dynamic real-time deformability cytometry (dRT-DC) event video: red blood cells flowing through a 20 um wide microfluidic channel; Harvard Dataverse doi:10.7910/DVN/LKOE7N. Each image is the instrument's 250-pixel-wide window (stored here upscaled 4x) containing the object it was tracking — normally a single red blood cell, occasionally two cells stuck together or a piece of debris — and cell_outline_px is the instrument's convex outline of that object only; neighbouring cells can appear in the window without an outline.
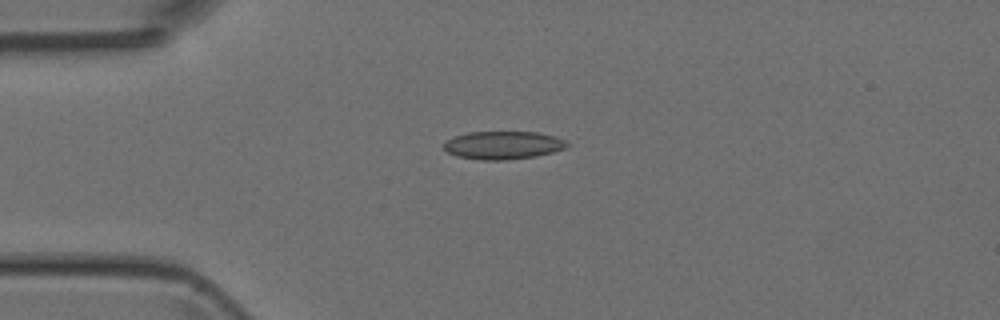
{"species": "Egyptian fruit bat (a non-hibernating species)", "species_latin": "Rousettus aegyptiacus", "temperature_condition": "room temperature", "stored_images_in_passage": 6, "camera_frame_rate_fps": 3000, "um_per_image_px": 0.085, "animal": {"sex": "female"}, "frame": {"image": 1, "passage_image": 1, "time_ms": 0.0, "image_size_px": [1000, 320], "cell_outline_px": [[568, 144], [564, 148], [552, 152], [536, 156], [504, 160], [480, 160], [456, 156], [448, 152], [444, 148], [444, 144], [448, 140], [456, 136], [468, 132], [540, 132], [556, 136], [564, 140]], "centroid_in_image_um": [42.77, 12.34], "position_along_channel_um": 42.2, "area_um2": 20.0}}
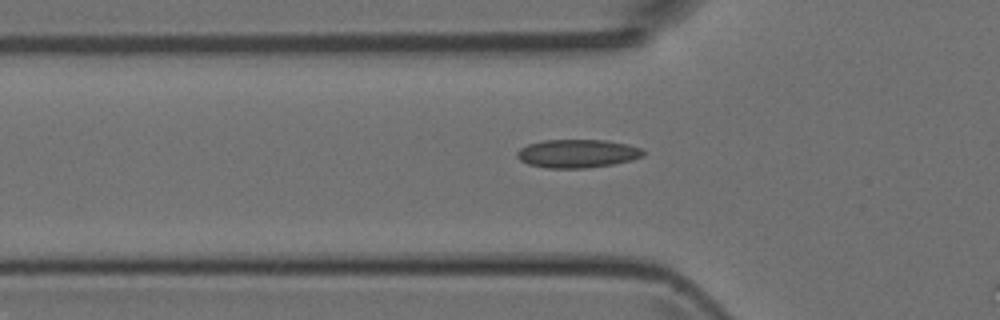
{"frame": {"image": 2, "passage_image": 5, "time_ms": 1.333, "image_size_px": [1000, 320], "cell_outline_px": [[644, 156], [632, 160], [612, 164], [584, 168], [548, 168], [528, 164], [520, 160], [516, 156], [516, 152], [520, 148], [528, 144], [544, 140], [604, 140], [628, 144], [640, 148], [644, 152]], "centroid_in_image_um": [49.06, 13.05], "position_along_channel_um": 76.7, "area_um2": 20.81}}